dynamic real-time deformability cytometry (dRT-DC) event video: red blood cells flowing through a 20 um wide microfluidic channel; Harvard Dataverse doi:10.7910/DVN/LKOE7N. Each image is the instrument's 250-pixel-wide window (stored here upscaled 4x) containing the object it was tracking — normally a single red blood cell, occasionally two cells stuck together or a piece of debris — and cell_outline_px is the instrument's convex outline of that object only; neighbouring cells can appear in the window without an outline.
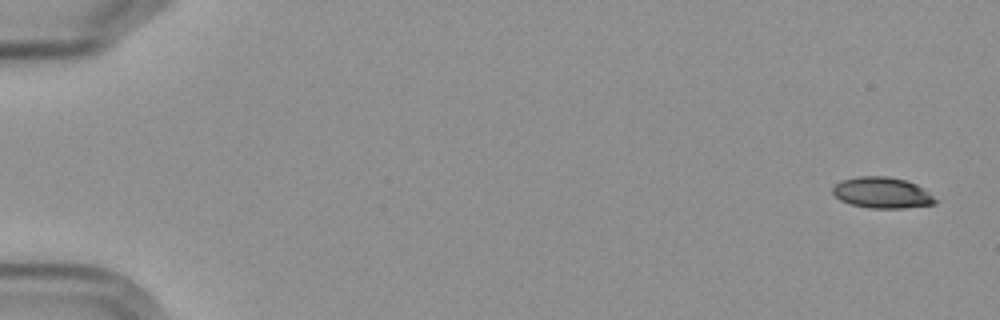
{"species": "Egyptian fruit bat (a non-hibernating species)", "species_latin": "Rousettus aegyptiacus", "temperature_condition": "cold", "stored_images_in_passage": 5, "camera_frame_rate_fps": 3000, "um_per_image_px": 0.085, "frame": {"image": 1, "passage_image": 1, "time_ms": 0.0, "image_size_px": [1000, 320], "cell_outline_px": [[940, 200], [936, 204], [904, 208], [868, 208], [852, 204], [840, 200], [832, 192], [832, 188], [840, 180], [856, 176], [888, 176], [904, 180], [916, 184], [924, 188]], "centroid_in_image_um": [75.02, 16.38], "position_along_channel_um": 10.0, "area_um2": 18.79}}